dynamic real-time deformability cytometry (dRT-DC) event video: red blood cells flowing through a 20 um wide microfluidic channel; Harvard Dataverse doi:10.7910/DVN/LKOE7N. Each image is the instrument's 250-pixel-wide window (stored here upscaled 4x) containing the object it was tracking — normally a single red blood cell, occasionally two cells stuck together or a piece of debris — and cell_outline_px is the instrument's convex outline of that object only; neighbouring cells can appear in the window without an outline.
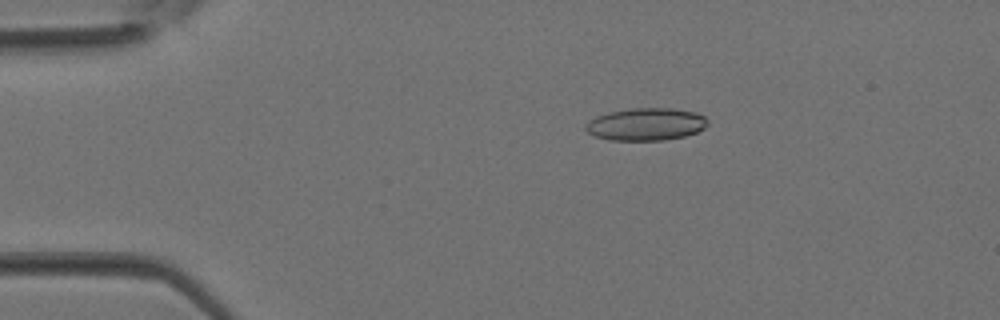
{"species": "Egyptian fruit bat (a non-hibernating species)", "species_latin": "Rousettus aegyptiacus", "temperature_condition": "room temperature", "stored_images_in_passage": 16, "camera_frame_rate_fps": 3000, "um_per_image_px": 0.085, "animal": {"sex": "female"}, "frame": {"image": 1, "passage_image": 7, "time_ms": 2.0, "image_size_px": [1000, 320], "cell_outline_px": [[708, 124], [704, 128], [696, 132], [684, 136], [664, 140], [608, 140], [592, 136], [584, 128], [584, 124], [588, 120], [596, 116], [608, 112], [632, 108], [672, 108], [696, 112], [704, 116], [708, 120]], "centroid_in_image_um": [54.87, 10.56], "position_along_channel_um": 30.1, "area_um2": 23.35}}
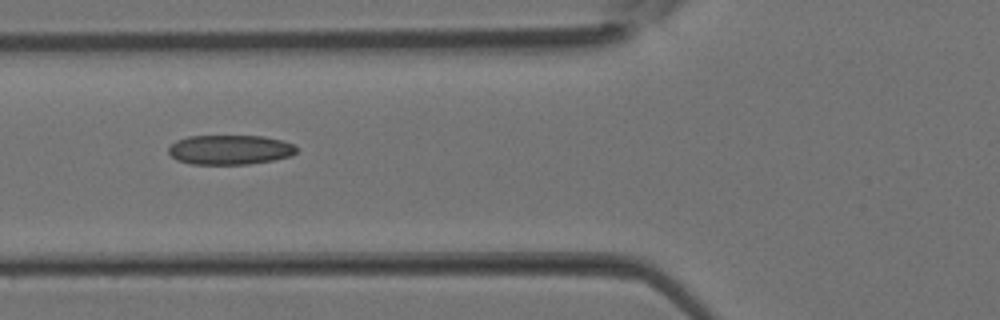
{"frame": {"image": 2, "passage_image": 14, "time_ms": 4.333, "image_size_px": [1000, 320], "cell_outline_px": [[296, 152], [292, 156], [272, 160], [248, 164], [192, 164], [176, 160], [168, 152], [168, 148], [176, 140], [188, 136], [264, 136], [284, 140], [292, 144], [296, 148]], "centroid_in_image_um": [19.54, 12.72], "position_along_channel_um": 106.3, "area_um2": 22.14}}
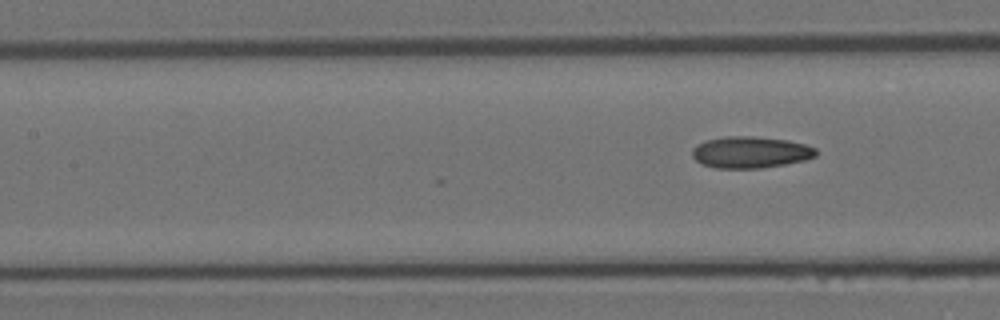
{"frame": {"image": 3, "passage_image": 16, "time_ms": 5.0, "image_size_px": [1000, 320], "cell_outline_px": [[816, 156], [804, 160], [784, 164], [760, 168], [716, 168], [700, 164], [692, 156], [692, 148], [696, 144], [704, 140], [724, 136], [752, 136], [788, 140], [804, 144], [816, 148]], "centroid_in_image_um": [63.74, 12.93], "position_along_channel_um": 143.7, "area_um2": 22.89}}